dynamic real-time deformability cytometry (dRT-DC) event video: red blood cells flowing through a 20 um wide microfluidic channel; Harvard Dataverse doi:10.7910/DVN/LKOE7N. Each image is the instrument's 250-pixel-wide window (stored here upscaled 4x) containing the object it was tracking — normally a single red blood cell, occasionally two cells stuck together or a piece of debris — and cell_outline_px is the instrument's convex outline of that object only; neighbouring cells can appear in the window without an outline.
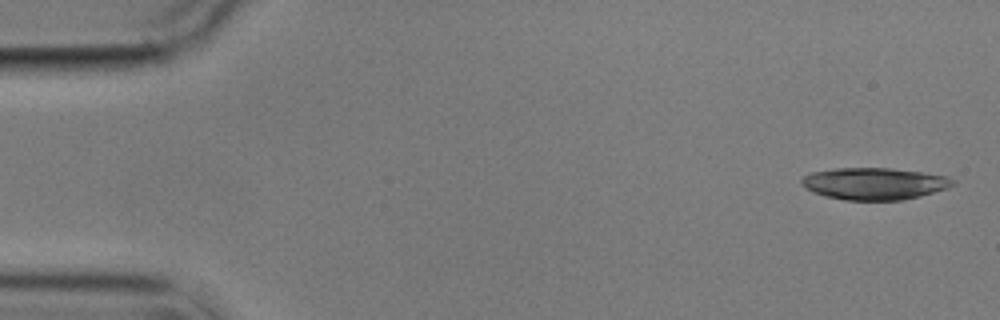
{"species": "common noctule bat (a hibernating species)", "species_latin": "Nyctalus noctula", "temperature_condition": "cold", "stored_images_in_passage": 12, "camera_frame_rate_fps": 3000, "um_per_image_px": 0.085, "animal": {"sex": "male", "body_mass_g": 17.9}, "frame": {"image": 1, "passage_image": 1, "time_ms": 0.0, "image_size_px": [1000, 320], "cell_outline_px": [[956, 184], [948, 188], [920, 196], [904, 200], [844, 200], [824, 196], [812, 192], [800, 184], [800, 180], [804, 176], [812, 172], [836, 168], [888, 168], [920, 172], [948, 176], [956, 180]], "centroid_in_image_um": [74.32, 15.61], "position_along_channel_um": 10.7, "area_um2": 28.32}}